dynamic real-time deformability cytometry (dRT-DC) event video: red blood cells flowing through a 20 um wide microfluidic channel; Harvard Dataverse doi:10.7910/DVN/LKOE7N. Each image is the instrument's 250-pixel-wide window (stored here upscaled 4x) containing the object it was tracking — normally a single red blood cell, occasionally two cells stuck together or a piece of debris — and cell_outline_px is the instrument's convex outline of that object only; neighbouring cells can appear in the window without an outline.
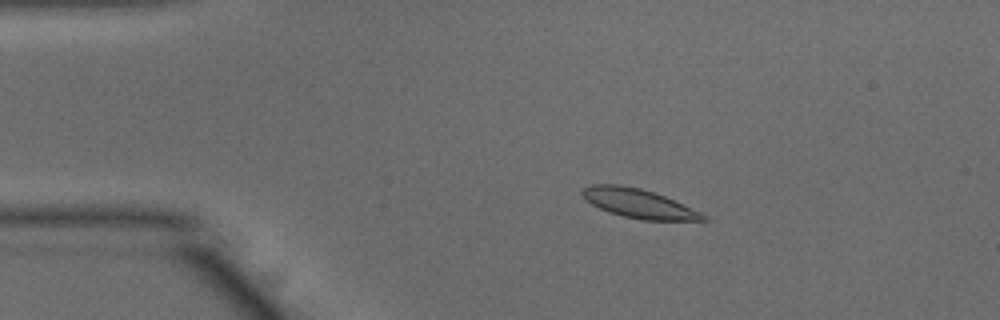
{"species": "common noctule bat (a hibernating species)", "species_latin": "Nyctalus noctula", "temperature_condition": "warm", "stored_images_in_passage": 53, "camera_frame_rate_fps": 3000, "um_per_image_px": 0.085, "animal": {"sex": "male", "body_mass_g": 15.6}, "frame": {"image": 1, "passage_image": 9, "time_ms": 2.667, "image_size_px": [1000, 320], "cell_outline_px": [[708, 220], [644, 220], [624, 216], [608, 212], [592, 204], [580, 192], [584, 188], [592, 184], [620, 184], [640, 188], [664, 196], [700, 212], [708, 216]], "centroid_in_image_um": [54.28, 17.29], "position_along_channel_um": 30.7, "area_um2": 20.11}}
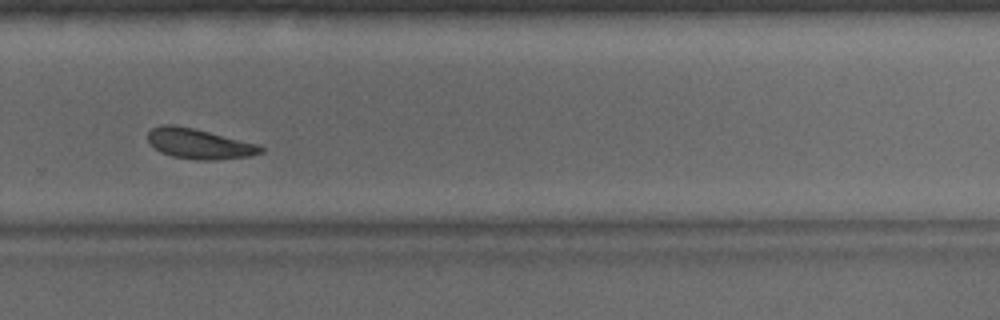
{"frame": {"image": 2, "passage_image": 35, "time_ms": 11.333, "image_size_px": [1000, 320], "cell_outline_px": [[264, 152], [252, 156], [216, 160], [196, 160], [172, 156], [160, 152], [148, 140], [148, 132], [152, 128], [160, 124], [172, 124], [192, 128], [260, 144], [264, 148]], "centroid_in_image_um": [16.97, 12.23], "position_along_channel_um": 312.8, "area_um2": 19.94}}
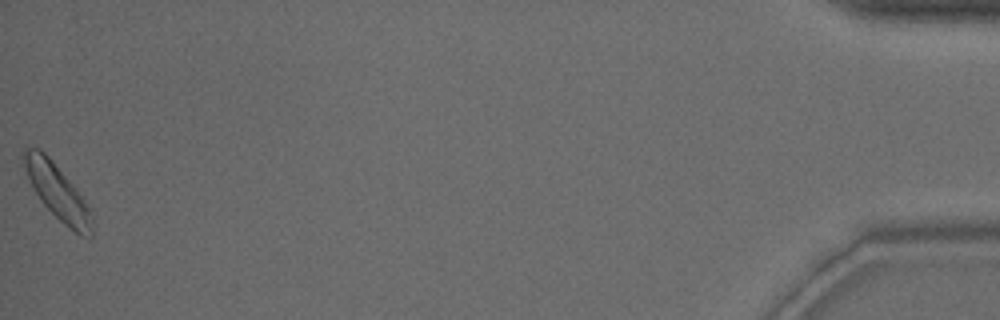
{"frame": {"image": 3, "passage_image": 52, "time_ms": 17.0, "image_size_px": [1000, 320], "cell_outline_px": [[92, 236], [80, 236], [64, 224], [40, 200], [32, 188], [24, 168], [20, 156], [20, 152], [24, 148], [40, 148], [48, 156], [76, 188], [84, 200], [92, 216]], "centroid_in_image_um": [4.82, 16.26], "position_along_channel_um": 430.4, "area_um2": 21.73}}